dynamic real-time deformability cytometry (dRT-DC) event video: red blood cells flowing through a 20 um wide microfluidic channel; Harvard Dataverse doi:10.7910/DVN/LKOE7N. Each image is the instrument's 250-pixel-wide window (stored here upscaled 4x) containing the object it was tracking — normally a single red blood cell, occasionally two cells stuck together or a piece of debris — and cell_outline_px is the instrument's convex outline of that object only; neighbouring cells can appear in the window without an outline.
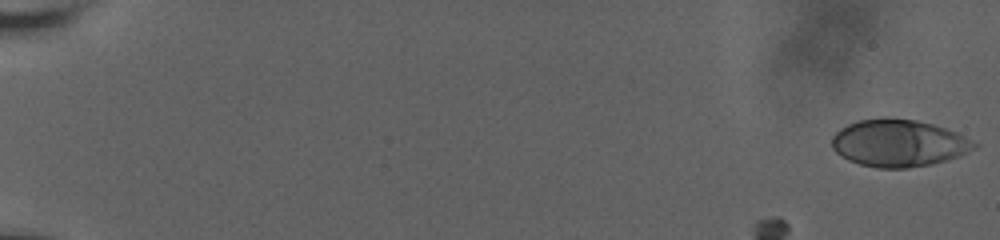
{"species": "human", "species_latin": "Homo sapiens", "temperature_condition": "room temperature", "stored_images_in_passage": 59, "camera_frame_rate_fps": 3000, "um_per_image_px": 0.085, "donor": {"sex": "male"}, "frame": {"image": 1, "passage_image": 1, "time_ms": 0.0, "image_size_px": [1000, 240], "cell_outline_px": [[980, 144], [976, 148], [956, 156], [932, 164], [908, 168], [876, 168], [860, 164], [848, 160], [840, 156], [832, 148], [832, 136], [840, 128], [848, 124], [860, 120], [884, 116], [888, 116], [916, 120], [932, 124], [956, 132]], "centroid_in_image_um": [76.35, 12.15], "position_along_channel_um": 8.6, "area_um2": 39.3}}